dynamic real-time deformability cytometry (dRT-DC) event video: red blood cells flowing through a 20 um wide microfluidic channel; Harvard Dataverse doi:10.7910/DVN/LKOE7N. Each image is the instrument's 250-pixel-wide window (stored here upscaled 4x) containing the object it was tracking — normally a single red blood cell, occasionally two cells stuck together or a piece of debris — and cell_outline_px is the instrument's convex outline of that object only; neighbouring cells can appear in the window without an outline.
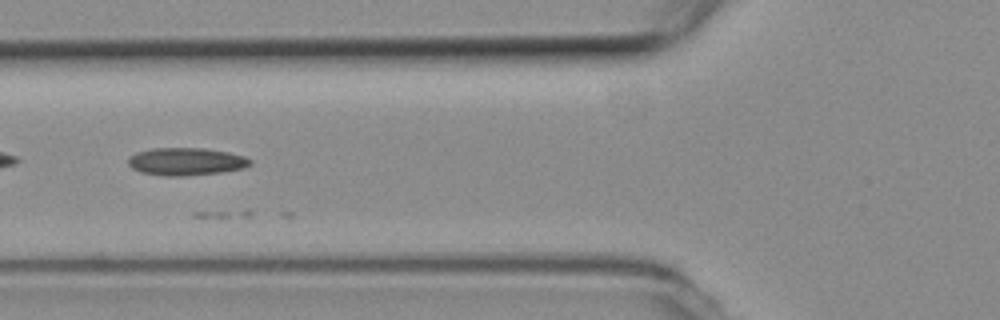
{"species": "common noctule bat (a hibernating species)", "species_latin": "Nyctalus noctula", "temperature_condition": "room temperature", "stored_images_in_passage": 14, "camera_frame_rate_fps": 3000, "um_per_image_px": 0.085, "animal": {"sex": "female", "body_mass_g": 19.3, "forearm_length_mm": 54.1}, "frame": {"image": 1, "passage_image": 7, "time_ms": 2.0, "image_size_px": [1000, 320], "cell_outline_px": [[252, 164], [244, 168], [220, 172], [184, 176], [164, 176], [140, 172], [132, 168], [128, 164], [128, 156], [136, 152], [152, 148], [204, 148], [228, 152], [244, 156], [252, 160]], "centroid_in_image_um": [15.8, 13.73], "position_along_channel_um": 110.0, "area_um2": 19.77}}
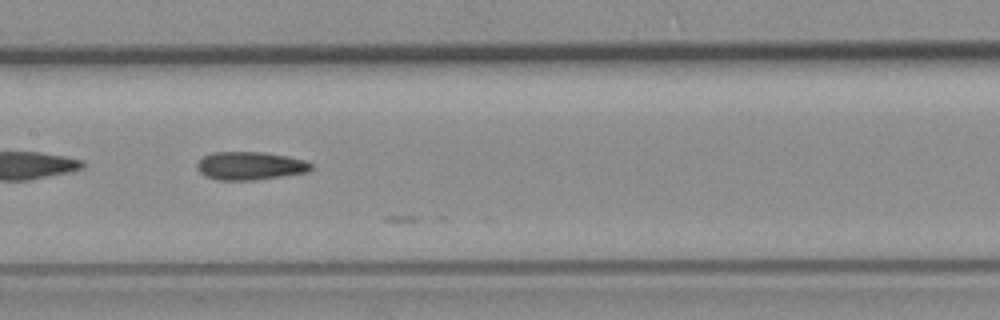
{"frame": {"image": 2, "passage_image": 13, "time_ms": 4.0, "image_size_px": [1000, 320], "cell_outline_px": [[312, 168], [308, 172], [256, 180], [216, 180], [204, 176], [196, 168], [196, 164], [204, 156], [212, 152], [260, 152], [288, 156], [304, 160], [312, 164]], "centroid_in_image_um": [21.24, 14.1], "position_along_channel_um": 186.2, "area_um2": 18.79}}